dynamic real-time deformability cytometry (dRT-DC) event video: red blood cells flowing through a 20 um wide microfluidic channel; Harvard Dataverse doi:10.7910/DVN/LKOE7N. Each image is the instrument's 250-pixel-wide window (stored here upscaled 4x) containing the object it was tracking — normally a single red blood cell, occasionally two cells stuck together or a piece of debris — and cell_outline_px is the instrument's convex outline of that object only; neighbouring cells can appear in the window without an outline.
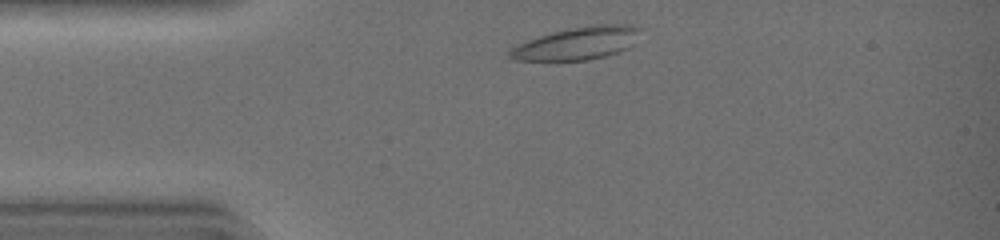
{"species": "common noctule bat (a hibernating species)", "species_latin": "Nyctalus noctula", "temperature_condition": "warm", "stored_images_in_passage": 33, "camera_frame_rate_fps": 3000, "um_per_image_px": 0.085, "animal": {"sex": "female", "body_mass_g": 19.0, "forearm_length_mm": 51.5}, "frame": {"image": 1, "passage_image": 2, "time_ms": 0.333, "image_size_px": [1000, 240], "cell_outline_px": [[644, 28], [636, 44], [620, 52], [588, 60], [512, 60], [508, 56], [508, 52], [512, 48], [528, 40], [552, 32], [572, 28], [600, 24], [632, 24]], "centroid_in_image_um": [49.19, 3.67], "position_along_channel_um": 35.8, "area_um2": 25.03}}
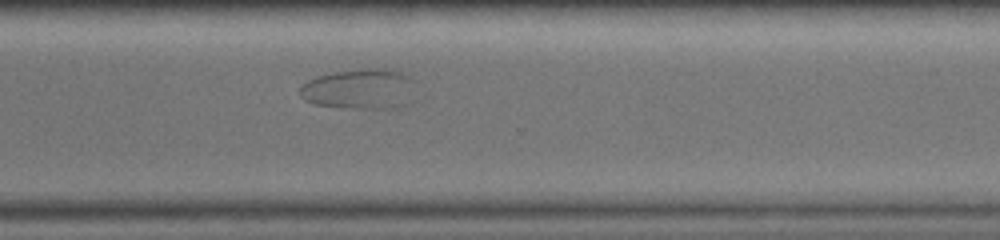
{"frame": {"image": 2, "passage_image": 26, "time_ms": 8.333, "image_size_px": [1000, 240], "cell_outline_px": [[416, 80], [380, 108], [352, 108], [312, 104], [304, 100], [300, 96], [300, 88], [308, 80], [316, 76], [336, 72], [364, 68], [396, 68], [404, 72]], "centroid_in_image_um": [30.27, 7.46], "position_along_channel_um": 340.3, "area_um2": 25.09}}
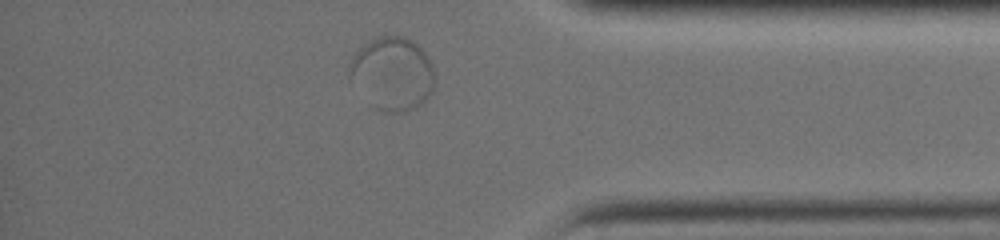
{"frame": {"image": 3, "passage_image": 31, "time_ms": 10.0, "image_size_px": [1000, 240], "cell_outline_px": [[432, 92], [420, 104], [412, 108], [400, 112], [380, 112], [348, 80], [348, 76], [352, 56], [368, 40], [376, 36], [404, 36], [416, 44], [428, 56], [432, 64]], "centroid_in_image_um": [33.3, 6.24], "position_along_channel_um": 401.9, "area_um2": 36.07}}